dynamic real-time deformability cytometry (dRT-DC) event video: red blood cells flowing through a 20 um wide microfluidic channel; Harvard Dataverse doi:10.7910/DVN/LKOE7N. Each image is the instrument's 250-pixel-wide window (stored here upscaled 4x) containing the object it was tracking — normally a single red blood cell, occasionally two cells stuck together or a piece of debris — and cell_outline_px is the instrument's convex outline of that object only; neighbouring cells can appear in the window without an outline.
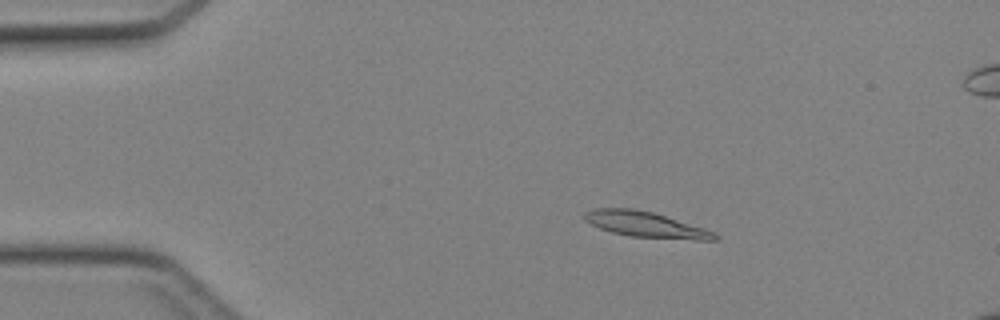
{"species": "Egyptian fruit bat (a non-hibernating species)", "species_latin": "Rousettus aegyptiacus", "temperature_condition": "cold", "stored_images_in_passage": 42, "segment_of_instrument_passage": [1, 2], "camera_frame_rate_fps": 3000, "um_per_image_px": 0.085, "animal": {"sex": "female"}, "frame": {"image": 1, "passage_image": 4, "time_ms": 1.0, "image_size_px": [1000, 320], "cell_outline_px": [[720, 240], [696, 240], [632, 236], [612, 232], [600, 228], [584, 220], [584, 212], [592, 208], [632, 208], [652, 212], [704, 228], [716, 232], [720, 236]], "centroid_in_image_um": [54.91, 19.08], "position_along_channel_um": 30.1, "area_um2": 19.36}}
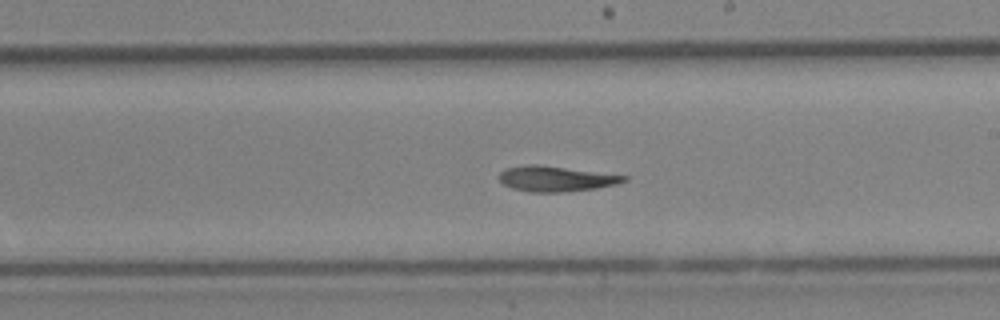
{"frame": {"image": 2, "passage_image": 22, "time_ms": 7.0, "image_size_px": [1000, 320], "cell_outline_px": [[628, 180], [616, 184], [596, 188], [564, 192], [532, 192], [512, 188], [504, 184], [500, 180], [500, 172], [508, 168], [528, 164], [536, 164], [628, 176]], "centroid_in_image_um": [47.26, 15.2], "position_along_channel_um": 241.7, "area_um2": 18.15}}
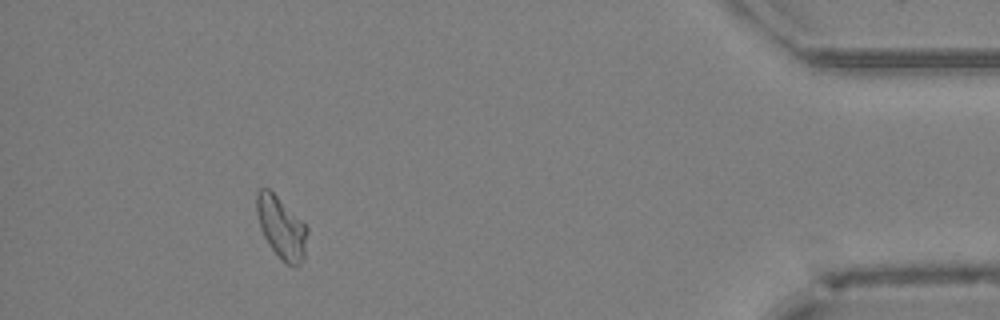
{"frame": {"image": 3, "passage_image": 37, "time_ms": 12.0, "image_size_px": [1000, 320], "cell_outline_px": [[308, 232], [304, 256], [300, 264], [296, 268], [288, 264], [268, 244], [260, 228], [256, 212], [256, 192], [260, 188], [268, 188], [308, 228]], "centroid_in_image_um": [23.9, 19.35], "position_along_channel_um": 411.3, "area_um2": 17.86}}